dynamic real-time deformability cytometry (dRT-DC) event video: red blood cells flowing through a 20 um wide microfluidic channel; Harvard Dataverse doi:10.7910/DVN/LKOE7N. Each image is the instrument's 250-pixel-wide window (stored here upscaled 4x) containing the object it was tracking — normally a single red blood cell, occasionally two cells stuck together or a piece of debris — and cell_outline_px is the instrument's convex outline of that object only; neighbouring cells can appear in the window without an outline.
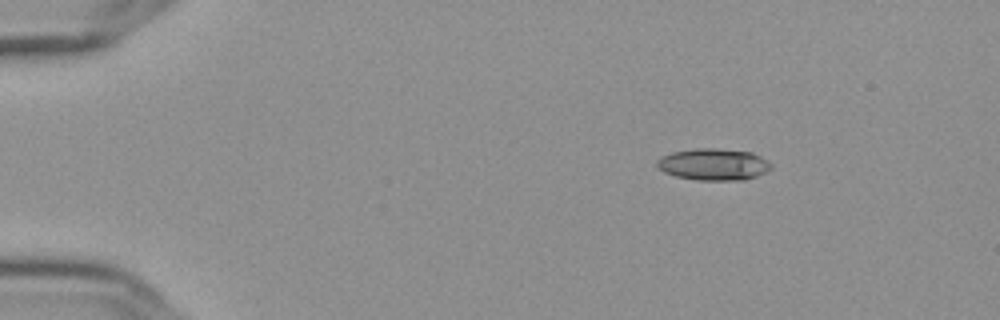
{"species": "Egyptian fruit bat (a non-hibernating species)", "species_latin": "Rousettus aegyptiacus", "temperature_condition": "cold", "stored_images_in_passage": 49, "camera_frame_rate_fps": 3000, "um_per_image_px": 0.085, "frame": {"image": 1, "passage_image": 1, "time_ms": 0.0, "image_size_px": [1000, 320], "cell_outline_px": [[772, 168], [756, 176], [744, 180], [700, 180], [676, 176], [664, 172], [656, 164], [656, 160], [672, 152], [696, 148], [716, 148], [752, 152], [760, 156], [772, 164]], "centroid_in_image_um": [60.66, 13.97], "position_along_channel_um": 24.3, "area_um2": 20.98}}
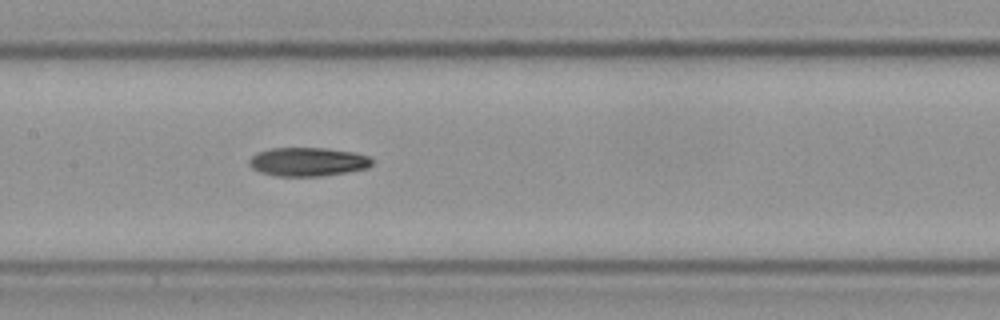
{"frame": {"image": 2, "passage_image": 21, "time_ms": 6.667, "image_size_px": [1000, 320], "cell_outline_px": [[372, 164], [368, 168], [348, 172], [320, 176], [276, 176], [260, 172], [252, 168], [248, 164], [248, 160], [256, 152], [272, 148], [324, 148], [352, 152], [368, 156], [372, 160]], "centroid_in_image_um": [26.13, 13.75], "position_along_channel_um": 181.3, "area_um2": 20.58}}
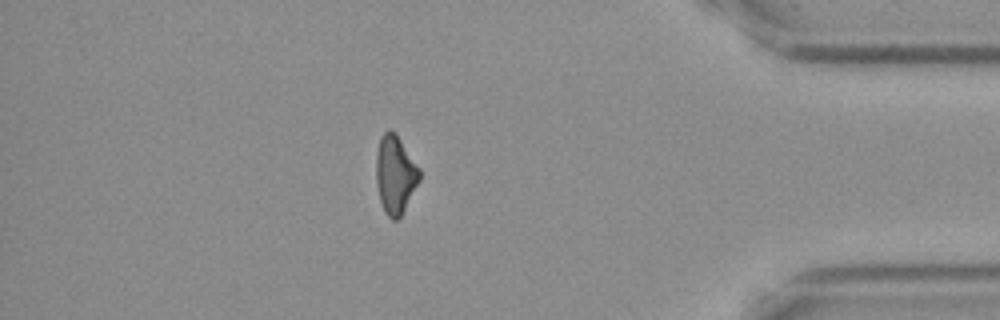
{"frame": {"image": 3, "passage_image": 42, "time_ms": 13.667, "image_size_px": [1000, 320], "cell_outline_px": [[420, 180], [400, 216], [396, 220], [392, 220], [384, 212], [380, 200], [376, 180], [376, 152], [380, 136], [388, 128], [400, 140], [420, 168]], "centroid_in_image_um": [33.58, 14.83], "position_along_channel_um": 401.6, "area_um2": 19.54}, "authors_computed_cell_mechanics": {"area_um2": 20.4034, "velocity_mm_per_s": 3.6265, "shape_relaxation_time_tau1_ms": 5.6597, "shape_relaxation_time_tau2_ms": null, "deformation_change_tau1": 0.176, "deformation_change_tau2": null}}